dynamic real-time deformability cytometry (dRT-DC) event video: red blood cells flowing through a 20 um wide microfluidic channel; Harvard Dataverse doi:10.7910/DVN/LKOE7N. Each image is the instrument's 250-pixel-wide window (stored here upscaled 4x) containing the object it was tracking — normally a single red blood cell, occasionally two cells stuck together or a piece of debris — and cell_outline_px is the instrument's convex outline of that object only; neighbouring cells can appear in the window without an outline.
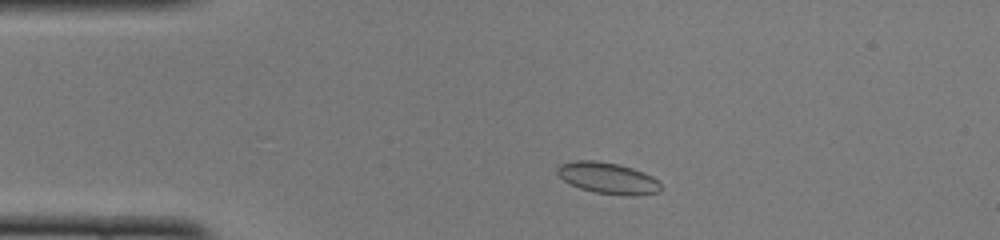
{"species": "common noctule bat (a hibernating species)", "species_latin": "Nyctalus noctula", "temperature_condition": "cold", "stored_images_in_passage": 45, "camera_frame_rate_fps": 3000, "um_per_image_px": 0.085, "animal": {"sex": "female", "body_mass_g": 22.0, "forearm_length_mm": 56.7}, "frame": {"image": 1, "passage_image": 5, "time_ms": 1.333, "image_size_px": [1000, 240], "cell_outline_px": [[660, 192], [632, 196], [628, 196], [596, 192], [580, 188], [564, 180], [556, 172], [556, 168], [560, 164], [576, 160], [596, 160], [620, 164], [644, 172], [652, 176], [660, 184]], "centroid_in_image_um": [51.67, 15.13], "position_along_channel_um": 33.3, "area_um2": 18.84}}
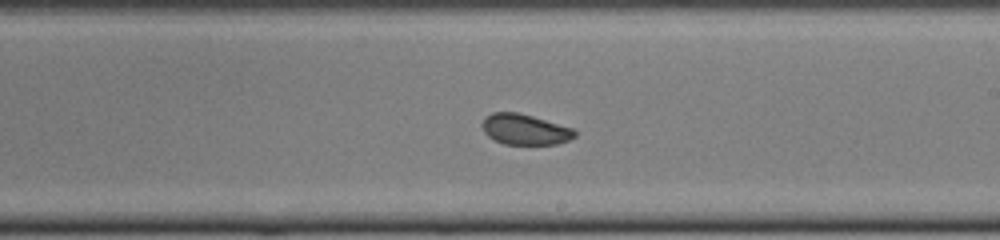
{"frame": {"image": 2, "passage_image": 24, "time_ms": 7.667, "image_size_px": [1000, 240], "cell_outline_px": [[576, 136], [568, 140], [556, 144], [504, 144], [488, 136], [484, 132], [480, 124], [484, 116], [492, 112], [516, 112], [532, 116], [572, 128], [576, 132]], "centroid_in_image_um": [44.56, 10.99], "position_along_channel_um": 244.4, "area_um2": 16.47}}
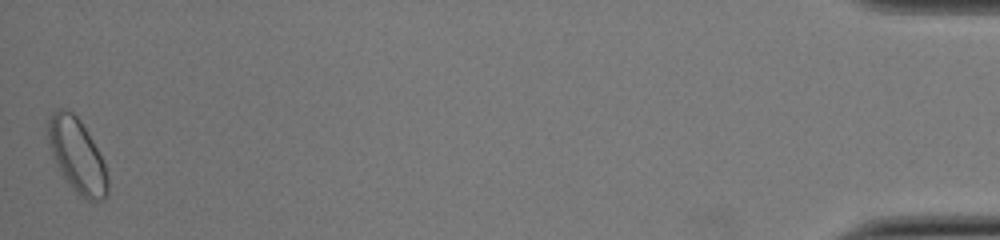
{"frame": {"image": 3, "passage_image": 45, "time_ms": 14.667, "image_size_px": [1000, 240], "cell_outline_px": [[108, 196], [104, 200], [88, 200], [80, 196], [72, 188], [64, 176], [52, 152], [48, 136], [48, 120], [52, 112], [60, 108], [72, 112], [80, 120], [92, 140], [104, 164], [108, 180]], "centroid_in_image_um": [6.58, 13.24], "position_along_channel_um": 428.6, "area_um2": 24.91}, "authors_computed_cell_mechanics": {"area_um2": 17.5712, "velocity_mm_per_s": 3.9569, "shape_relaxation_time_tau1_ms": 4.2142, "shape_relaxation_time_tau2_ms": null, "deformation_change_tau1": 0.0613, "deformation_change_tau2": null}}